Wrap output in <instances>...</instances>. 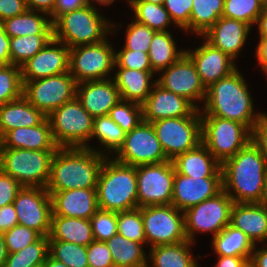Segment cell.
<instances>
[{"mask_svg": "<svg viewBox=\"0 0 267 267\" xmlns=\"http://www.w3.org/2000/svg\"><path fill=\"white\" fill-rule=\"evenodd\" d=\"M223 190L234 203H260L267 162L258 147L250 141L233 157L221 164ZM233 189V192L231 190Z\"/></svg>", "mask_w": 267, "mask_h": 267, "instance_id": "1", "label": "cell"}, {"mask_svg": "<svg viewBox=\"0 0 267 267\" xmlns=\"http://www.w3.org/2000/svg\"><path fill=\"white\" fill-rule=\"evenodd\" d=\"M106 156L85 147H59L51 161L47 191L97 188Z\"/></svg>", "mask_w": 267, "mask_h": 267, "instance_id": "2", "label": "cell"}, {"mask_svg": "<svg viewBox=\"0 0 267 267\" xmlns=\"http://www.w3.org/2000/svg\"><path fill=\"white\" fill-rule=\"evenodd\" d=\"M200 116H215L246 125L251 131L261 113L254 115L253 101L241 73L236 69L208 89ZM204 113V114H203Z\"/></svg>", "mask_w": 267, "mask_h": 267, "instance_id": "3", "label": "cell"}, {"mask_svg": "<svg viewBox=\"0 0 267 267\" xmlns=\"http://www.w3.org/2000/svg\"><path fill=\"white\" fill-rule=\"evenodd\" d=\"M98 207L122 212L138 207L136 166L105 158L97 179Z\"/></svg>", "mask_w": 267, "mask_h": 267, "instance_id": "4", "label": "cell"}, {"mask_svg": "<svg viewBox=\"0 0 267 267\" xmlns=\"http://www.w3.org/2000/svg\"><path fill=\"white\" fill-rule=\"evenodd\" d=\"M53 38L70 49L80 45L99 43L111 32L108 21L93 6L60 15L53 23ZM110 30V31H109ZM105 36V37H104Z\"/></svg>", "mask_w": 267, "mask_h": 267, "instance_id": "5", "label": "cell"}, {"mask_svg": "<svg viewBox=\"0 0 267 267\" xmlns=\"http://www.w3.org/2000/svg\"><path fill=\"white\" fill-rule=\"evenodd\" d=\"M56 150L0 148V169L23 187L46 188Z\"/></svg>", "mask_w": 267, "mask_h": 267, "instance_id": "6", "label": "cell"}, {"mask_svg": "<svg viewBox=\"0 0 267 267\" xmlns=\"http://www.w3.org/2000/svg\"><path fill=\"white\" fill-rule=\"evenodd\" d=\"M54 142L58 147H88L93 131V117L75 97L47 116Z\"/></svg>", "mask_w": 267, "mask_h": 267, "instance_id": "7", "label": "cell"}, {"mask_svg": "<svg viewBox=\"0 0 267 267\" xmlns=\"http://www.w3.org/2000/svg\"><path fill=\"white\" fill-rule=\"evenodd\" d=\"M202 144L222 164L245 147L252 131L244 124L215 116H201Z\"/></svg>", "mask_w": 267, "mask_h": 267, "instance_id": "8", "label": "cell"}, {"mask_svg": "<svg viewBox=\"0 0 267 267\" xmlns=\"http://www.w3.org/2000/svg\"><path fill=\"white\" fill-rule=\"evenodd\" d=\"M152 126L170 161L202 143L201 116L163 118L152 122Z\"/></svg>", "mask_w": 267, "mask_h": 267, "instance_id": "9", "label": "cell"}, {"mask_svg": "<svg viewBox=\"0 0 267 267\" xmlns=\"http://www.w3.org/2000/svg\"><path fill=\"white\" fill-rule=\"evenodd\" d=\"M146 242L151 248L187 240L184 214L174 205H149L140 207Z\"/></svg>", "mask_w": 267, "mask_h": 267, "instance_id": "10", "label": "cell"}, {"mask_svg": "<svg viewBox=\"0 0 267 267\" xmlns=\"http://www.w3.org/2000/svg\"><path fill=\"white\" fill-rule=\"evenodd\" d=\"M22 84V96L46 117L76 97L77 83L69 71Z\"/></svg>", "mask_w": 267, "mask_h": 267, "instance_id": "11", "label": "cell"}, {"mask_svg": "<svg viewBox=\"0 0 267 267\" xmlns=\"http://www.w3.org/2000/svg\"><path fill=\"white\" fill-rule=\"evenodd\" d=\"M232 198L222 190L216 196L186 209L184 214L187 240L194 242L195 232H213L218 235L230 224Z\"/></svg>", "mask_w": 267, "mask_h": 267, "instance_id": "12", "label": "cell"}, {"mask_svg": "<svg viewBox=\"0 0 267 267\" xmlns=\"http://www.w3.org/2000/svg\"><path fill=\"white\" fill-rule=\"evenodd\" d=\"M115 65V52L105 39L99 43L80 45L69 51V73L76 83L105 80Z\"/></svg>", "mask_w": 267, "mask_h": 267, "instance_id": "13", "label": "cell"}, {"mask_svg": "<svg viewBox=\"0 0 267 267\" xmlns=\"http://www.w3.org/2000/svg\"><path fill=\"white\" fill-rule=\"evenodd\" d=\"M138 207L172 203L175 167L172 161L136 166Z\"/></svg>", "mask_w": 267, "mask_h": 267, "instance_id": "14", "label": "cell"}, {"mask_svg": "<svg viewBox=\"0 0 267 267\" xmlns=\"http://www.w3.org/2000/svg\"><path fill=\"white\" fill-rule=\"evenodd\" d=\"M114 159L131 166L168 161L152 123L143 120L126 133L124 144Z\"/></svg>", "mask_w": 267, "mask_h": 267, "instance_id": "15", "label": "cell"}, {"mask_svg": "<svg viewBox=\"0 0 267 267\" xmlns=\"http://www.w3.org/2000/svg\"><path fill=\"white\" fill-rule=\"evenodd\" d=\"M18 224L49 236L52 202L46 188L22 187L13 202Z\"/></svg>", "mask_w": 267, "mask_h": 267, "instance_id": "16", "label": "cell"}, {"mask_svg": "<svg viewBox=\"0 0 267 267\" xmlns=\"http://www.w3.org/2000/svg\"><path fill=\"white\" fill-rule=\"evenodd\" d=\"M162 88L189 100L194 104L196 100H205L206 89L202 85L195 64L184 53L174 64H171L156 81Z\"/></svg>", "mask_w": 267, "mask_h": 267, "instance_id": "17", "label": "cell"}, {"mask_svg": "<svg viewBox=\"0 0 267 267\" xmlns=\"http://www.w3.org/2000/svg\"><path fill=\"white\" fill-rule=\"evenodd\" d=\"M57 44L61 46L57 48ZM69 51L70 48L63 42L54 38L51 39L38 53L20 67L22 83L68 72Z\"/></svg>", "mask_w": 267, "mask_h": 267, "instance_id": "18", "label": "cell"}, {"mask_svg": "<svg viewBox=\"0 0 267 267\" xmlns=\"http://www.w3.org/2000/svg\"><path fill=\"white\" fill-rule=\"evenodd\" d=\"M154 89L142 104L143 121L152 123L163 118L200 116L189 100L162 88L156 81Z\"/></svg>", "mask_w": 267, "mask_h": 267, "instance_id": "19", "label": "cell"}, {"mask_svg": "<svg viewBox=\"0 0 267 267\" xmlns=\"http://www.w3.org/2000/svg\"><path fill=\"white\" fill-rule=\"evenodd\" d=\"M223 190L222 178H196L175 170L172 205L181 211L216 196Z\"/></svg>", "mask_w": 267, "mask_h": 267, "instance_id": "20", "label": "cell"}, {"mask_svg": "<svg viewBox=\"0 0 267 267\" xmlns=\"http://www.w3.org/2000/svg\"><path fill=\"white\" fill-rule=\"evenodd\" d=\"M185 53L195 64L205 89L236 70L234 60L207 41L194 51L185 50Z\"/></svg>", "mask_w": 267, "mask_h": 267, "instance_id": "21", "label": "cell"}, {"mask_svg": "<svg viewBox=\"0 0 267 267\" xmlns=\"http://www.w3.org/2000/svg\"><path fill=\"white\" fill-rule=\"evenodd\" d=\"M112 80L108 78V80L77 83L76 98L93 118L108 115L110 110L121 101L119 90L114 79Z\"/></svg>", "mask_w": 267, "mask_h": 267, "instance_id": "22", "label": "cell"}, {"mask_svg": "<svg viewBox=\"0 0 267 267\" xmlns=\"http://www.w3.org/2000/svg\"><path fill=\"white\" fill-rule=\"evenodd\" d=\"M52 216L88 219L99 209L96 188L48 191Z\"/></svg>", "mask_w": 267, "mask_h": 267, "instance_id": "23", "label": "cell"}, {"mask_svg": "<svg viewBox=\"0 0 267 267\" xmlns=\"http://www.w3.org/2000/svg\"><path fill=\"white\" fill-rule=\"evenodd\" d=\"M252 26L243 21L220 17L204 34L206 41L235 60Z\"/></svg>", "mask_w": 267, "mask_h": 267, "instance_id": "24", "label": "cell"}, {"mask_svg": "<svg viewBox=\"0 0 267 267\" xmlns=\"http://www.w3.org/2000/svg\"><path fill=\"white\" fill-rule=\"evenodd\" d=\"M0 148L57 150L51 126L46 117L40 124L32 127H19L8 131L1 138Z\"/></svg>", "mask_w": 267, "mask_h": 267, "instance_id": "25", "label": "cell"}, {"mask_svg": "<svg viewBox=\"0 0 267 267\" xmlns=\"http://www.w3.org/2000/svg\"><path fill=\"white\" fill-rule=\"evenodd\" d=\"M230 225L245 233L255 245L267 240V207L260 203H233Z\"/></svg>", "mask_w": 267, "mask_h": 267, "instance_id": "26", "label": "cell"}, {"mask_svg": "<svg viewBox=\"0 0 267 267\" xmlns=\"http://www.w3.org/2000/svg\"><path fill=\"white\" fill-rule=\"evenodd\" d=\"M175 170L182 175L196 178H222L221 163L201 143L193 150L172 160Z\"/></svg>", "mask_w": 267, "mask_h": 267, "instance_id": "27", "label": "cell"}, {"mask_svg": "<svg viewBox=\"0 0 267 267\" xmlns=\"http://www.w3.org/2000/svg\"><path fill=\"white\" fill-rule=\"evenodd\" d=\"M45 118L46 116L23 96L0 105V138L12 129L37 126Z\"/></svg>", "mask_w": 267, "mask_h": 267, "instance_id": "28", "label": "cell"}, {"mask_svg": "<svg viewBox=\"0 0 267 267\" xmlns=\"http://www.w3.org/2000/svg\"><path fill=\"white\" fill-rule=\"evenodd\" d=\"M153 71H138L128 68H118L115 77H113L117 89L119 90L121 100L135 102L142 105L151 93L150 80L153 77Z\"/></svg>", "mask_w": 267, "mask_h": 267, "instance_id": "29", "label": "cell"}, {"mask_svg": "<svg viewBox=\"0 0 267 267\" xmlns=\"http://www.w3.org/2000/svg\"><path fill=\"white\" fill-rule=\"evenodd\" d=\"M49 240H60L87 247L94 241L90 220L51 216Z\"/></svg>", "mask_w": 267, "mask_h": 267, "instance_id": "30", "label": "cell"}, {"mask_svg": "<svg viewBox=\"0 0 267 267\" xmlns=\"http://www.w3.org/2000/svg\"><path fill=\"white\" fill-rule=\"evenodd\" d=\"M212 238V245L218 256L245 257L250 262L255 245L240 229L229 224Z\"/></svg>", "mask_w": 267, "mask_h": 267, "instance_id": "31", "label": "cell"}, {"mask_svg": "<svg viewBox=\"0 0 267 267\" xmlns=\"http://www.w3.org/2000/svg\"><path fill=\"white\" fill-rule=\"evenodd\" d=\"M105 242L115 267H149L143 243L131 241L118 233Z\"/></svg>", "mask_w": 267, "mask_h": 267, "instance_id": "32", "label": "cell"}, {"mask_svg": "<svg viewBox=\"0 0 267 267\" xmlns=\"http://www.w3.org/2000/svg\"><path fill=\"white\" fill-rule=\"evenodd\" d=\"M36 11L25 13L2 21L5 33L10 37L25 35L53 34V25L48 17L38 15Z\"/></svg>", "mask_w": 267, "mask_h": 267, "instance_id": "33", "label": "cell"}, {"mask_svg": "<svg viewBox=\"0 0 267 267\" xmlns=\"http://www.w3.org/2000/svg\"><path fill=\"white\" fill-rule=\"evenodd\" d=\"M193 244L189 240L159 245L151 248L150 259L152 267H193L197 263L190 254V246Z\"/></svg>", "mask_w": 267, "mask_h": 267, "instance_id": "34", "label": "cell"}, {"mask_svg": "<svg viewBox=\"0 0 267 267\" xmlns=\"http://www.w3.org/2000/svg\"><path fill=\"white\" fill-rule=\"evenodd\" d=\"M175 41L168 31H156L149 45L148 56L154 73L163 72L184 53L177 51Z\"/></svg>", "mask_w": 267, "mask_h": 267, "instance_id": "35", "label": "cell"}, {"mask_svg": "<svg viewBox=\"0 0 267 267\" xmlns=\"http://www.w3.org/2000/svg\"><path fill=\"white\" fill-rule=\"evenodd\" d=\"M225 0H193L186 31L204 34L223 15Z\"/></svg>", "mask_w": 267, "mask_h": 267, "instance_id": "36", "label": "cell"}, {"mask_svg": "<svg viewBox=\"0 0 267 267\" xmlns=\"http://www.w3.org/2000/svg\"><path fill=\"white\" fill-rule=\"evenodd\" d=\"M51 39H53V34L25 35L10 38L11 64L21 67L51 41Z\"/></svg>", "mask_w": 267, "mask_h": 267, "instance_id": "37", "label": "cell"}, {"mask_svg": "<svg viewBox=\"0 0 267 267\" xmlns=\"http://www.w3.org/2000/svg\"><path fill=\"white\" fill-rule=\"evenodd\" d=\"M48 255V236H41L22 250L8 254L4 267H38L43 265Z\"/></svg>", "mask_w": 267, "mask_h": 267, "instance_id": "38", "label": "cell"}, {"mask_svg": "<svg viewBox=\"0 0 267 267\" xmlns=\"http://www.w3.org/2000/svg\"><path fill=\"white\" fill-rule=\"evenodd\" d=\"M135 12V21L148 26L155 31H167L171 23L169 13L164 5L149 2H129Z\"/></svg>", "mask_w": 267, "mask_h": 267, "instance_id": "39", "label": "cell"}, {"mask_svg": "<svg viewBox=\"0 0 267 267\" xmlns=\"http://www.w3.org/2000/svg\"><path fill=\"white\" fill-rule=\"evenodd\" d=\"M125 135L123 129L108 115L93 118V131L90 139L96 136L107 150L111 149L117 153L124 144Z\"/></svg>", "mask_w": 267, "mask_h": 267, "instance_id": "40", "label": "cell"}, {"mask_svg": "<svg viewBox=\"0 0 267 267\" xmlns=\"http://www.w3.org/2000/svg\"><path fill=\"white\" fill-rule=\"evenodd\" d=\"M49 255L67 267H89L87 247L82 245L49 240Z\"/></svg>", "mask_w": 267, "mask_h": 267, "instance_id": "41", "label": "cell"}, {"mask_svg": "<svg viewBox=\"0 0 267 267\" xmlns=\"http://www.w3.org/2000/svg\"><path fill=\"white\" fill-rule=\"evenodd\" d=\"M267 4L263 0H225L222 17L255 24Z\"/></svg>", "mask_w": 267, "mask_h": 267, "instance_id": "42", "label": "cell"}, {"mask_svg": "<svg viewBox=\"0 0 267 267\" xmlns=\"http://www.w3.org/2000/svg\"><path fill=\"white\" fill-rule=\"evenodd\" d=\"M117 233L131 241L146 243L144 225L139 207L117 212Z\"/></svg>", "mask_w": 267, "mask_h": 267, "instance_id": "43", "label": "cell"}, {"mask_svg": "<svg viewBox=\"0 0 267 267\" xmlns=\"http://www.w3.org/2000/svg\"><path fill=\"white\" fill-rule=\"evenodd\" d=\"M21 68L16 65L0 67V105L17 100L22 96Z\"/></svg>", "mask_w": 267, "mask_h": 267, "instance_id": "44", "label": "cell"}, {"mask_svg": "<svg viewBox=\"0 0 267 267\" xmlns=\"http://www.w3.org/2000/svg\"><path fill=\"white\" fill-rule=\"evenodd\" d=\"M108 116L125 133H129L143 120L142 105L121 100L110 110Z\"/></svg>", "mask_w": 267, "mask_h": 267, "instance_id": "45", "label": "cell"}, {"mask_svg": "<svg viewBox=\"0 0 267 267\" xmlns=\"http://www.w3.org/2000/svg\"><path fill=\"white\" fill-rule=\"evenodd\" d=\"M90 222L94 240L106 241L117 234V212L98 209Z\"/></svg>", "mask_w": 267, "mask_h": 267, "instance_id": "46", "label": "cell"}, {"mask_svg": "<svg viewBox=\"0 0 267 267\" xmlns=\"http://www.w3.org/2000/svg\"><path fill=\"white\" fill-rule=\"evenodd\" d=\"M3 235L8 254L22 250L42 236L36 230L19 224L4 232Z\"/></svg>", "mask_w": 267, "mask_h": 267, "instance_id": "47", "label": "cell"}, {"mask_svg": "<svg viewBox=\"0 0 267 267\" xmlns=\"http://www.w3.org/2000/svg\"><path fill=\"white\" fill-rule=\"evenodd\" d=\"M155 30L133 21L126 30V44L123 49L136 50L148 53Z\"/></svg>", "mask_w": 267, "mask_h": 267, "instance_id": "48", "label": "cell"}, {"mask_svg": "<svg viewBox=\"0 0 267 267\" xmlns=\"http://www.w3.org/2000/svg\"><path fill=\"white\" fill-rule=\"evenodd\" d=\"M118 68H128L138 71H153L148 53L122 49L115 53V65Z\"/></svg>", "mask_w": 267, "mask_h": 267, "instance_id": "49", "label": "cell"}, {"mask_svg": "<svg viewBox=\"0 0 267 267\" xmlns=\"http://www.w3.org/2000/svg\"><path fill=\"white\" fill-rule=\"evenodd\" d=\"M193 0H164V8L169 13L172 23L185 29L190 22Z\"/></svg>", "mask_w": 267, "mask_h": 267, "instance_id": "50", "label": "cell"}, {"mask_svg": "<svg viewBox=\"0 0 267 267\" xmlns=\"http://www.w3.org/2000/svg\"><path fill=\"white\" fill-rule=\"evenodd\" d=\"M89 267H115L110 250L105 241L94 240L87 246Z\"/></svg>", "mask_w": 267, "mask_h": 267, "instance_id": "51", "label": "cell"}, {"mask_svg": "<svg viewBox=\"0 0 267 267\" xmlns=\"http://www.w3.org/2000/svg\"><path fill=\"white\" fill-rule=\"evenodd\" d=\"M22 185L0 169V208L12 204Z\"/></svg>", "mask_w": 267, "mask_h": 267, "instance_id": "52", "label": "cell"}, {"mask_svg": "<svg viewBox=\"0 0 267 267\" xmlns=\"http://www.w3.org/2000/svg\"><path fill=\"white\" fill-rule=\"evenodd\" d=\"M251 141L258 147L261 151L263 157L267 162V115L261 114L260 118L256 122L252 129V139Z\"/></svg>", "mask_w": 267, "mask_h": 267, "instance_id": "53", "label": "cell"}, {"mask_svg": "<svg viewBox=\"0 0 267 267\" xmlns=\"http://www.w3.org/2000/svg\"><path fill=\"white\" fill-rule=\"evenodd\" d=\"M27 10L25 0H0V22L21 15Z\"/></svg>", "mask_w": 267, "mask_h": 267, "instance_id": "54", "label": "cell"}, {"mask_svg": "<svg viewBox=\"0 0 267 267\" xmlns=\"http://www.w3.org/2000/svg\"><path fill=\"white\" fill-rule=\"evenodd\" d=\"M86 0H56L53 12L50 14L53 23L60 15L86 7Z\"/></svg>", "mask_w": 267, "mask_h": 267, "instance_id": "55", "label": "cell"}, {"mask_svg": "<svg viewBox=\"0 0 267 267\" xmlns=\"http://www.w3.org/2000/svg\"><path fill=\"white\" fill-rule=\"evenodd\" d=\"M18 225L17 214L13 203L0 208V232L4 233Z\"/></svg>", "mask_w": 267, "mask_h": 267, "instance_id": "56", "label": "cell"}, {"mask_svg": "<svg viewBox=\"0 0 267 267\" xmlns=\"http://www.w3.org/2000/svg\"><path fill=\"white\" fill-rule=\"evenodd\" d=\"M10 37L5 33L2 22H0V67L11 64L10 59Z\"/></svg>", "mask_w": 267, "mask_h": 267, "instance_id": "57", "label": "cell"}, {"mask_svg": "<svg viewBox=\"0 0 267 267\" xmlns=\"http://www.w3.org/2000/svg\"><path fill=\"white\" fill-rule=\"evenodd\" d=\"M28 10L38 11L45 16L53 12L56 0H25Z\"/></svg>", "mask_w": 267, "mask_h": 267, "instance_id": "58", "label": "cell"}, {"mask_svg": "<svg viewBox=\"0 0 267 267\" xmlns=\"http://www.w3.org/2000/svg\"><path fill=\"white\" fill-rule=\"evenodd\" d=\"M215 267H245L249 262L245 257L238 256H218Z\"/></svg>", "mask_w": 267, "mask_h": 267, "instance_id": "59", "label": "cell"}, {"mask_svg": "<svg viewBox=\"0 0 267 267\" xmlns=\"http://www.w3.org/2000/svg\"><path fill=\"white\" fill-rule=\"evenodd\" d=\"M256 56L258 58L259 63L262 65V69L267 75V39L260 38L256 50Z\"/></svg>", "mask_w": 267, "mask_h": 267, "instance_id": "60", "label": "cell"}, {"mask_svg": "<svg viewBox=\"0 0 267 267\" xmlns=\"http://www.w3.org/2000/svg\"><path fill=\"white\" fill-rule=\"evenodd\" d=\"M250 262L254 267H267V248L254 250Z\"/></svg>", "mask_w": 267, "mask_h": 267, "instance_id": "61", "label": "cell"}, {"mask_svg": "<svg viewBox=\"0 0 267 267\" xmlns=\"http://www.w3.org/2000/svg\"><path fill=\"white\" fill-rule=\"evenodd\" d=\"M256 23L258 24V29H259V38H264L267 39V5L257 18Z\"/></svg>", "mask_w": 267, "mask_h": 267, "instance_id": "62", "label": "cell"}, {"mask_svg": "<svg viewBox=\"0 0 267 267\" xmlns=\"http://www.w3.org/2000/svg\"><path fill=\"white\" fill-rule=\"evenodd\" d=\"M8 252L3 233L0 232V267H4Z\"/></svg>", "mask_w": 267, "mask_h": 267, "instance_id": "63", "label": "cell"}, {"mask_svg": "<svg viewBox=\"0 0 267 267\" xmlns=\"http://www.w3.org/2000/svg\"><path fill=\"white\" fill-rule=\"evenodd\" d=\"M42 266L43 267H67L64 263L55 260L50 255L47 256Z\"/></svg>", "mask_w": 267, "mask_h": 267, "instance_id": "64", "label": "cell"}, {"mask_svg": "<svg viewBox=\"0 0 267 267\" xmlns=\"http://www.w3.org/2000/svg\"><path fill=\"white\" fill-rule=\"evenodd\" d=\"M260 204H262L265 207H267V173H266L265 185H264L263 195H262Z\"/></svg>", "mask_w": 267, "mask_h": 267, "instance_id": "65", "label": "cell"}, {"mask_svg": "<svg viewBox=\"0 0 267 267\" xmlns=\"http://www.w3.org/2000/svg\"><path fill=\"white\" fill-rule=\"evenodd\" d=\"M129 2H149L163 5L164 0H128Z\"/></svg>", "mask_w": 267, "mask_h": 267, "instance_id": "66", "label": "cell"}, {"mask_svg": "<svg viewBox=\"0 0 267 267\" xmlns=\"http://www.w3.org/2000/svg\"><path fill=\"white\" fill-rule=\"evenodd\" d=\"M96 2H99V3H101V4H105V5H107V4H111L114 0H95ZM86 4H87V6H93L92 4H91V1L90 0H86Z\"/></svg>", "mask_w": 267, "mask_h": 267, "instance_id": "67", "label": "cell"}, {"mask_svg": "<svg viewBox=\"0 0 267 267\" xmlns=\"http://www.w3.org/2000/svg\"><path fill=\"white\" fill-rule=\"evenodd\" d=\"M245 267H254L251 262H248Z\"/></svg>", "mask_w": 267, "mask_h": 267, "instance_id": "68", "label": "cell"}]
</instances>
